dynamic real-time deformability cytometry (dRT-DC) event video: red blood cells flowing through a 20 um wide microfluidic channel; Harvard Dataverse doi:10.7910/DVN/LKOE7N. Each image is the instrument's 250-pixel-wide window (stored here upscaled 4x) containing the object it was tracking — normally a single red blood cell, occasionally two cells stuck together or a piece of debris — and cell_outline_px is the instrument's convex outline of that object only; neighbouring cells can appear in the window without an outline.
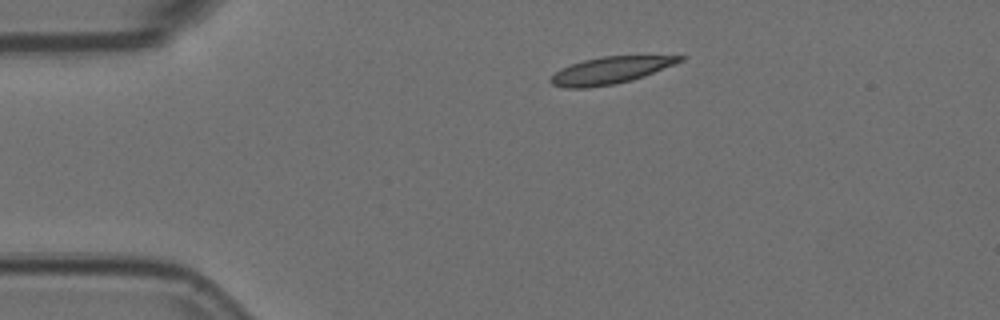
{"species": "Egyptian fruit bat (a non-hibernating species)", "species_latin": "Rousettus aegyptiacus", "temperature_condition": "room temperature", "stored_images_in_passage": 3, "segment_of_instrument_passage": [2, 2], "camera_frame_rate_fps": 3000, "um_per_image_px": 0.085, "animal": {"sex": "female"}, "frame": {"image": 1, "passage_image": 3, "time_ms": 0.667, "image_size_px": [1000, 320], "cell_outline_px": [[684, 60], [644, 76], [632, 80], [612, 84], [588, 88], [564, 88], [552, 84], [548, 80], [560, 68], [584, 60], [600, 56], [684, 56]], "centroid_in_image_um": [51.83, 5.98], "position_along_channel_um": 33.2, "area_um2": 20.06}}